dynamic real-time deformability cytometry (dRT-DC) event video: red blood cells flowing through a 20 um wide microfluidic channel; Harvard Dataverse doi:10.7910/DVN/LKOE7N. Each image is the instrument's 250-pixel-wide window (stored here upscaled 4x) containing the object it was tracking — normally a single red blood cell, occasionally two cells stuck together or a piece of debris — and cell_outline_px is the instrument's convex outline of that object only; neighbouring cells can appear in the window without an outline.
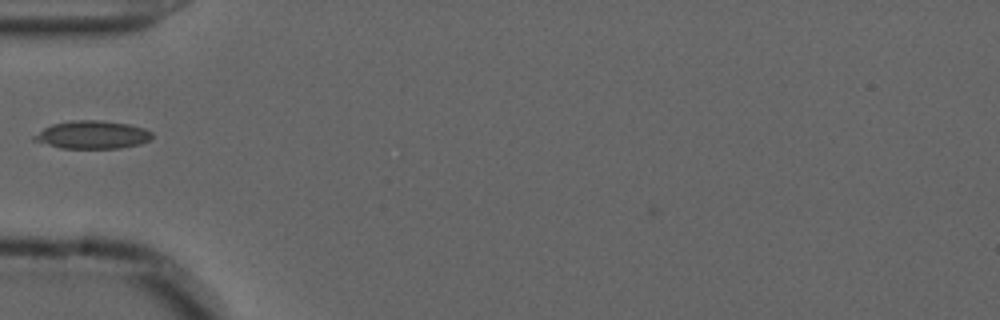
{"species": "common noctule bat (a hibernating species)", "species_latin": "Nyctalus noctula", "temperature_condition": "cold", "stored_images_in_passage": 39, "camera_frame_rate_fps": 3000, "um_per_image_px": 0.085, "animal": {"sex": "male", "forearm_length_mm": 52.5}, "frame": {"image": 1, "passage_image": 2, "time_ms": 0.333, "image_size_px": [1000, 320], "cell_outline_px": [[152, 136], [148, 140], [140, 144], [120, 148], [60, 148], [32, 140], [32, 136], [44, 128], [52, 124], [72, 120], [100, 120], [128, 124], [144, 128], [152, 132]], "centroid_in_image_um": [7.83, 11.45], "position_along_channel_um": 77.2, "area_um2": 19.19}}
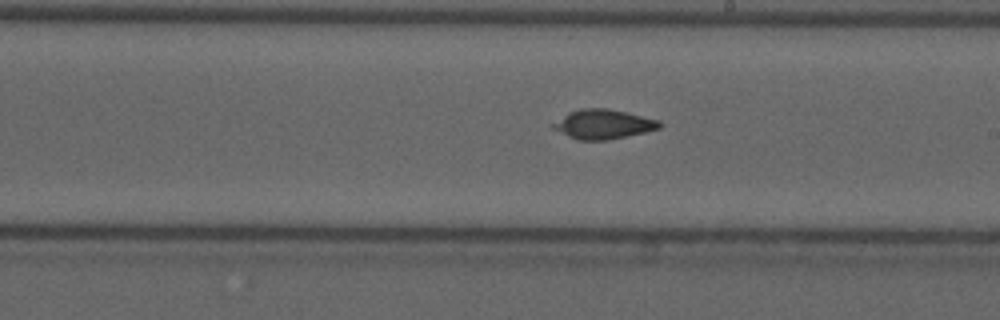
{"frame": {"image": 2, "passage_image": 15, "time_ms": 4.667, "image_size_px": [1000, 320], "cell_outline_px": [[664, 124], [660, 128], [644, 132], [608, 140], [580, 140], [568, 136], [552, 128], [552, 124], [568, 112], [580, 108], [608, 108], [660, 120]], "centroid_in_image_um": [51.29, 10.55], "position_along_channel_um": 237.7, "area_um2": 18.21}}
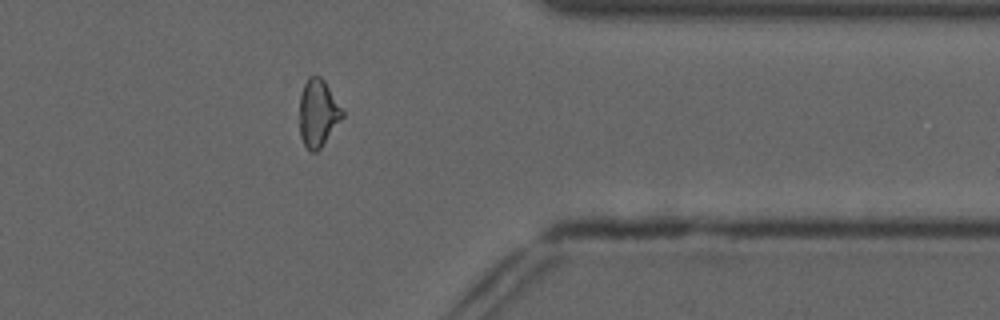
{"frame": {"image": 3, "passage_image": 28, "time_ms": 9.0, "image_size_px": [1000, 320], "cell_outline_px": [[344, 116], [320, 148], [316, 152], [312, 152], [304, 144], [300, 136], [300, 96], [304, 84], [308, 76], [320, 76], [324, 80], [344, 112]], "centroid_in_image_um": [27.03, 9.6], "position_along_channel_um": 384.4, "area_um2": 16.59}, "authors_computed_cell_mechanics": {"area_um2": 17.6868, "velocity_mm_per_s": 3.688, "shape_relaxation_time_tau1_ms": null, "shape_relaxation_time_tau2_ms": 1.4166, "deformation_change_tau1": null, "deformation_change_tau2": 0.0299}}